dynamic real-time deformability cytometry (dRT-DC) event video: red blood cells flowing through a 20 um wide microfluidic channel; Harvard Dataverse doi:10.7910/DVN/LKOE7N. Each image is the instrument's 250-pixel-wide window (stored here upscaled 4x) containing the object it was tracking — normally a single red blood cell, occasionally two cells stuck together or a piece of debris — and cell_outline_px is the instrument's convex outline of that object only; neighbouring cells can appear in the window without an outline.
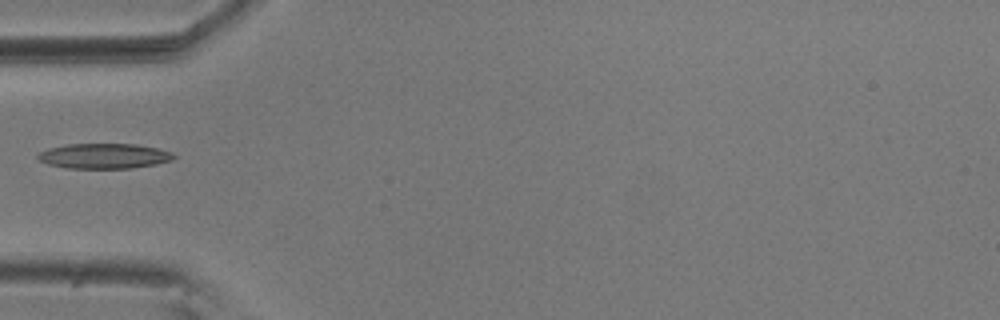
{"species": "common noctule bat (a hibernating species)", "species_latin": "Nyctalus noctula", "temperature_condition": "room temperature", "stored_images_in_passage": 38, "camera_frame_rate_fps": 3000, "um_per_image_px": 0.085, "animal": {"sex": "male", "body_mass_g": 20.5, "forearm_length_mm": 52.5}, "frame": {"image": 1, "passage_image": 1, "time_ms": 0.0, "image_size_px": [1000, 320], "cell_outline_px": [[176, 156], [172, 160], [156, 164], [132, 168], [68, 168], [48, 164], [40, 160], [36, 156], [40, 152], [48, 148], [68, 144], [136, 144], [156, 148], [172, 152]], "centroid_in_image_um": [8.86, 13.26], "position_along_channel_um": 76.1, "area_um2": 19.83}}
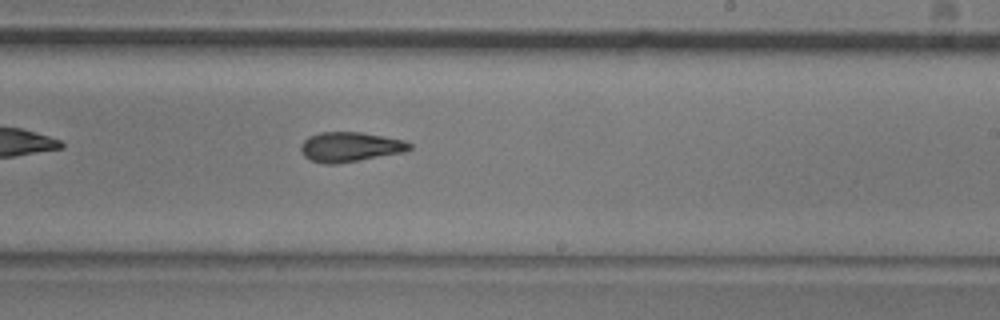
{"frame": {"image": 2, "passage_image": 16, "time_ms": 5.0, "image_size_px": [1000, 320], "cell_outline_px": [[412, 148], [404, 152], [360, 160], [336, 164], [324, 164], [312, 160], [304, 156], [300, 148], [300, 144], [308, 136], [320, 132], [360, 132], [404, 140], [412, 144]], "centroid_in_image_um": [29.74, 12.48], "position_along_channel_um": 259.3, "area_um2": 18.84}}
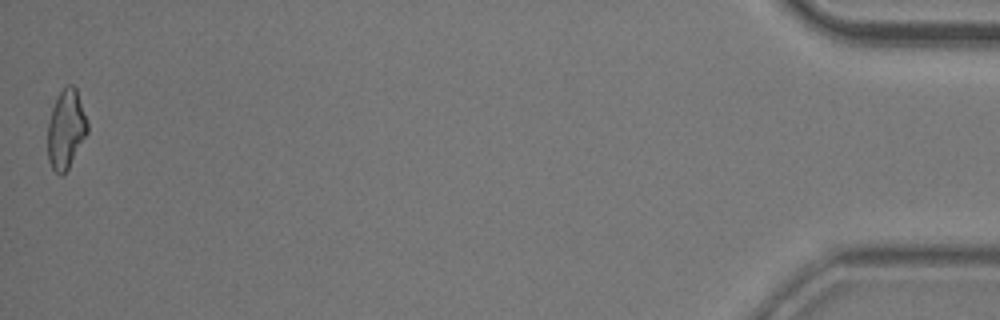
{"frame": {"image": 3, "passage_image": 38, "time_ms": 12.333, "image_size_px": [1000, 320], "cell_outline_px": [[88, 132], [68, 168], [60, 176], [52, 168], [48, 160], [48, 124], [52, 108], [60, 92], [68, 84], [72, 84], [76, 88], [88, 124]], "centroid_in_image_um": [5.61, 10.99], "position_along_channel_um": 429.6, "area_um2": 17.98}}